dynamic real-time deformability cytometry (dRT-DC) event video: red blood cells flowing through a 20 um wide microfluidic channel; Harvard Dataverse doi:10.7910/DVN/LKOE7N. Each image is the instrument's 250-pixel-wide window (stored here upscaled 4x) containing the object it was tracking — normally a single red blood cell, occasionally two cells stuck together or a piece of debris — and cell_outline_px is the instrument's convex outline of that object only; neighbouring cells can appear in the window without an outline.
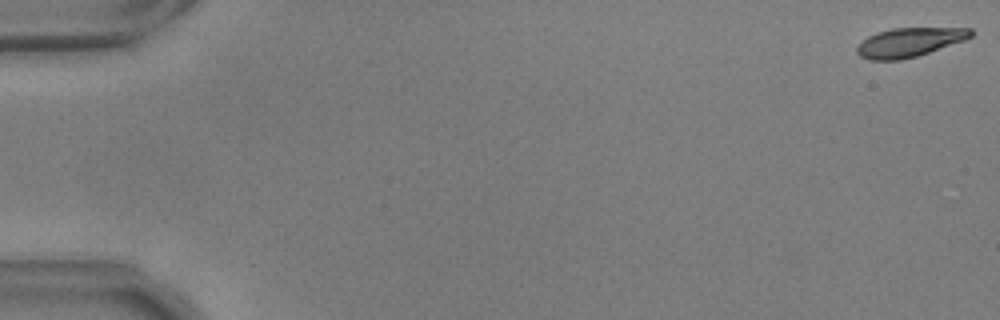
{"species": "common noctule bat (a hibernating species)", "species_latin": "Nyctalus noctula", "temperature_condition": "warm", "stored_images_in_passage": 55, "camera_frame_rate_fps": 3000, "um_per_image_px": 0.085, "animal": {"sex": "male", "body_mass_g": 17.9, "forearm_length_mm": 54.2}, "frame": {"image": 1, "passage_image": 1, "time_ms": 0.0, "image_size_px": [1000, 320], "cell_outline_px": [[972, 36], [964, 40], [916, 56], [900, 60], [868, 60], [860, 56], [856, 52], [856, 48], [868, 36], [876, 32], [892, 28], [972, 28]], "centroid_in_image_um": [77.26, 3.59], "position_along_channel_um": 7.7, "area_um2": 19.07}}
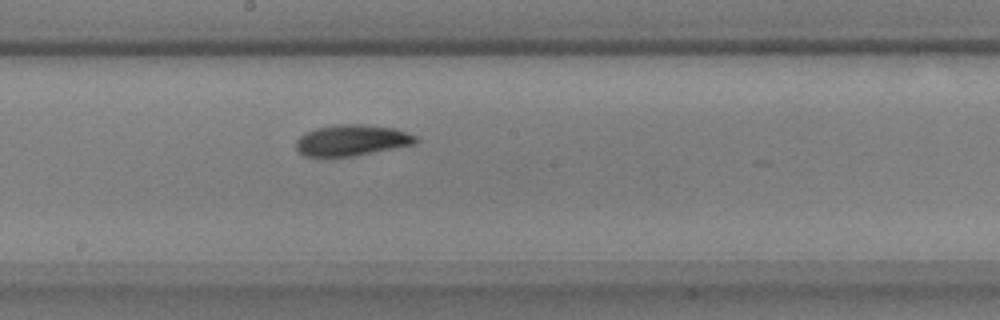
{"frame": {"image": 2, "passage_image": 31, "time_ms": 10.0, "image_size_px": [1000, 320], "cell_outline_px": [[420, 140], [416, 144], [352, 156], [304, 156], [296, 148], [296, 140], [304, 132], [316, 128], [336, 124], [360, 124], [396, 128], [416, 136]], "centroid_in_image_um": [29.91, 11.91], "position_along_channel_um": 218.3, "area_um2": 21.68}}
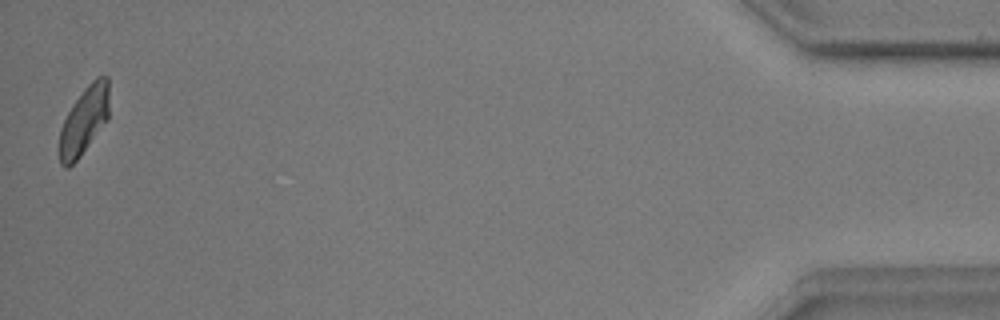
{"frame": {"image": 3, "passage_image": 55, "time_ms": 18.0, "image_size_px": [1000, 320], "cell_outline_px": [[108, 120], [80, 156], [68, 168], [64, 168], [60, 164], [60, 128], [72, 104], [84, 88], [96, 76], [108, 76]], "centroid_in_image_um": [7.15, 10.24], "position_along_channel_um": 428.1, "area_um2": 19.54}, "authors_computed_cell_mechanics": {"area_um2": 20.5768, "velocity_mm_per_s": 3.6914, "shape_relaxation_time_tau1_ms": 3.8063, "shape_relaxation_time_tau2_ms": 5.2284, "deformation_change_tau1": 0.1304, "deformation_change_tau2": 0.1161}}